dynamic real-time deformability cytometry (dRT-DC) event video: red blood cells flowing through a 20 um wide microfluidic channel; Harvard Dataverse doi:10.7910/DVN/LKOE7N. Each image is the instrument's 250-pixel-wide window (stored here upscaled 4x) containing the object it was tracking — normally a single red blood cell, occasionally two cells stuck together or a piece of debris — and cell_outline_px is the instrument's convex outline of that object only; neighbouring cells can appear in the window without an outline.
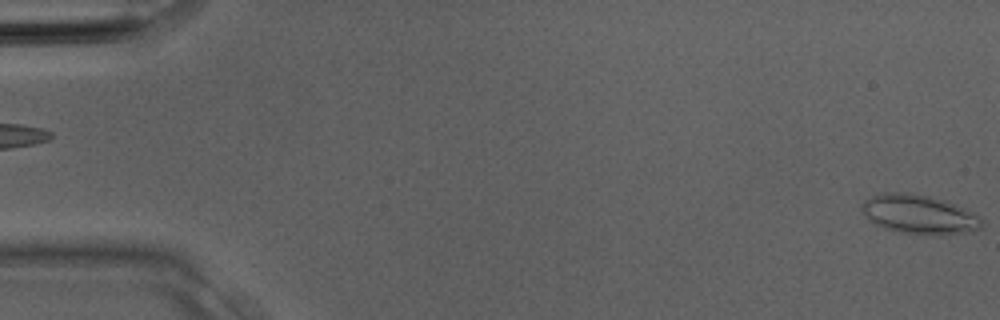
{"species": "Egyptian fruit bat (a non-hibernating species)", "species_latin": "Rousettus aegyptiacus", "temperature_condition": "room temperature", "stored_images_in_passage": 4, "camera_frame_rate_fps": 3000, "um_per_image_px": 0.085, "animal": {"sex": "male"}, "frame": {"image": 1, "passage_image": 4, "time_ms": 1.0, "image_size_px": [1000, 320], "cell_outline_px": [[980, 228], [964, 232], [924, 236], [900, 232], [884, 228], [868, 220], [860, 212], [860, 204], [864, 200], [876, 192], [900, 192], [928, 196], [944, 200], [964, 208], [980, 216]], "centroid_in_image_um": [78.01, 18.21], "position_along_channel_um": 7.0, "area_um2": 27.51}}